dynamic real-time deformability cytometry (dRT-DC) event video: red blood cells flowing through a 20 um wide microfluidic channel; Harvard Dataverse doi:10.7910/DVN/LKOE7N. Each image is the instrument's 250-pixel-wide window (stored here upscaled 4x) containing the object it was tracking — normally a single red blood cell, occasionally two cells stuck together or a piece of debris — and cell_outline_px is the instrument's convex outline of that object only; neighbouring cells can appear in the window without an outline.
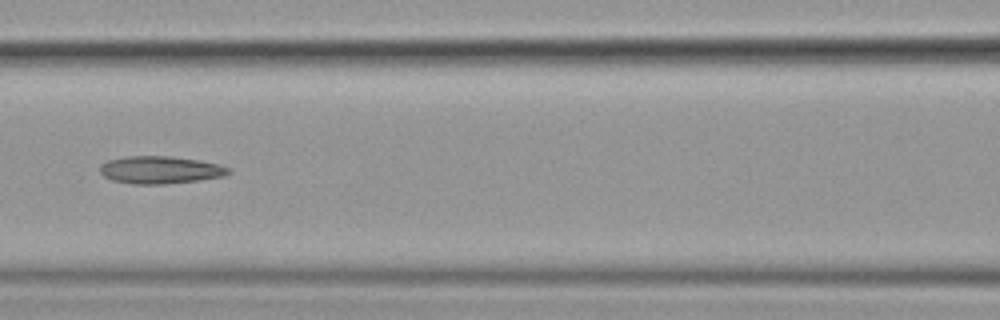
{"species": "common noctule bat (a hibernating species)", "species_latin": "Nyctalus noctula", "temperature_condition": "cold", "stored_images_in_passage": 15, "camera_frame_rate_fps": 3000, "um_per_image_px": 0.085, "animal": {"sex": "female", "body_mass_g": 19.9}, "frame": {"image": 1, "passage_image": 7, "time_ms": 2.0, "image_size_px": [1000, 320], "cell_outline_px": [[232, 172], [224, 176], [200, 180], [164, 184], [132, 184], [112, 180], [104, 176], [100, 172], [100, 164], [108, 160], [128, 156], [172, 156], [200, 160], [220, 164], [232, 168]], "centroid_in_image_um": [13.67, 14.44], "position_along_channel_um": 152.9, "area_um2": 20.87}}
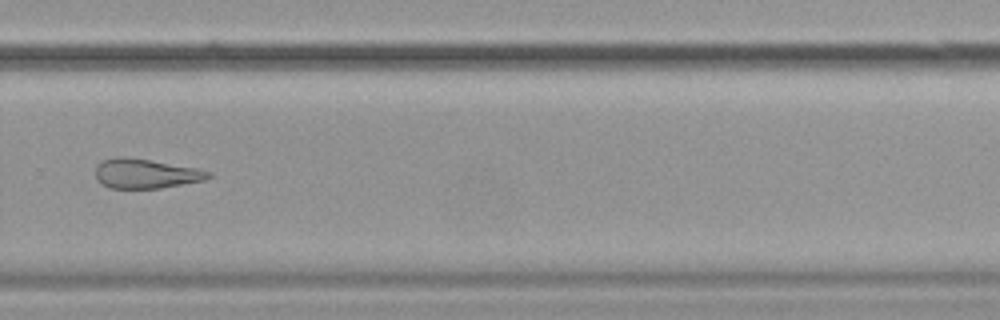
{"frame": {"image": 2, "passage_image": 11, "time_ms": 3.333, "image_size_px": [1000, 320], "cell_outline_px": [[212, 176], [204, 180], [160, 188], [108, 188], [96, 180], [96, 164], [104, 160], [120, 156], [124, 156], [196, 168], [212, 172]], "centroid_in_image_um": [12.36, 14.76], "position_along_channel_um": 317.4, "area_um2": 19.31}}
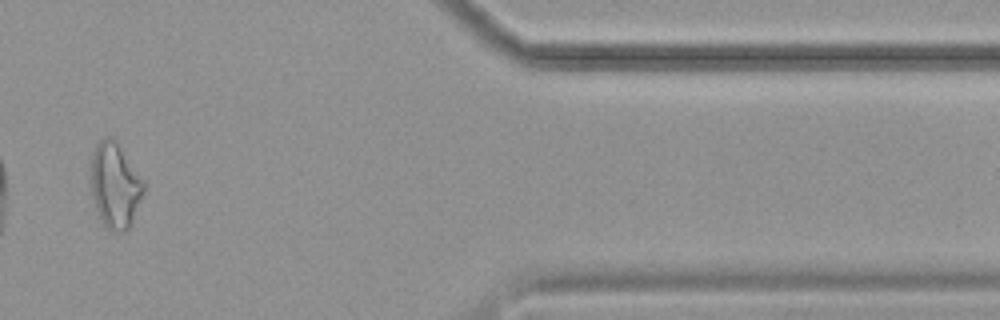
{"frame": {"image": 3, "passage_image": 13, "time_ms": 4.0, "image_size_px": [1000, 320], "cell_outline_px": [[144, 192], [132, 220], [128, 228], [124, 232], [112, 232], [104, 228], [100, 220], [92, 196], [92, 152], [96, 144], [104, 136], [112, 136], [116, 140], [144, 180]], "centroid_in_image_um": [9.78, 15.76], "position_along_channel_um": 401.6, "area_um2": 26.3}}